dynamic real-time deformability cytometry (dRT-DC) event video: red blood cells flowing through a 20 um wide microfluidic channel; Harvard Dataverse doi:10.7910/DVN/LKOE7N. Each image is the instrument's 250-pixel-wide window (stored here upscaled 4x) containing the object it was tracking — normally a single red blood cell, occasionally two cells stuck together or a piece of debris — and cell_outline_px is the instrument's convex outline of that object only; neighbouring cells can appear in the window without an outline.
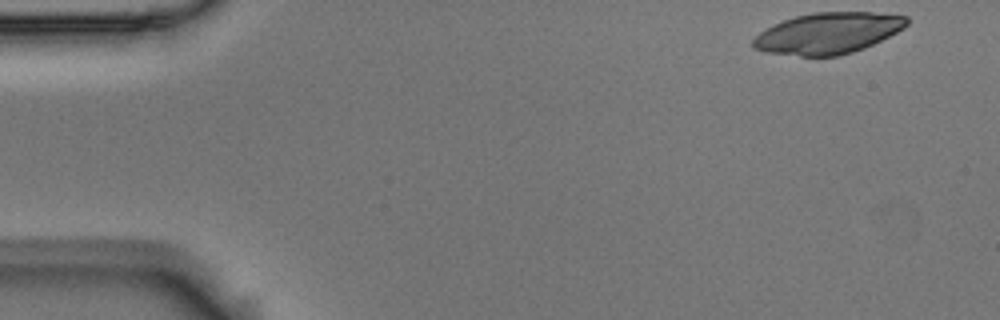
{"species": "Egyptian fruit bat (a non-hibernating species)", "species_latin": "Rousettus aegyptiacus", "temperature_condition": "room temperature", "stored_images_in_passage": 4, "camera_frame_rate_fps": 3000, "um_per_image_px": 0.085, "animal": {"sex": "male"}, "frame": {"image": 1, "passage_image": 1, "time_ms": 0.0, "image_size_px": [1000, 320], "cell_outline_px": [[908, 24], [904, 28], [864, 48], [852, 52], [836, 56], [800, 56], [768, 52], [752, 48], [752, 40], [760, 32], [784, 20], [796, 16], [812, 12], [872, 12], [908, 16]], "centroid_in_image_um": [70.39, 2.82], "position_along_channel_um": 14.6, "area_um2": 36.53}}